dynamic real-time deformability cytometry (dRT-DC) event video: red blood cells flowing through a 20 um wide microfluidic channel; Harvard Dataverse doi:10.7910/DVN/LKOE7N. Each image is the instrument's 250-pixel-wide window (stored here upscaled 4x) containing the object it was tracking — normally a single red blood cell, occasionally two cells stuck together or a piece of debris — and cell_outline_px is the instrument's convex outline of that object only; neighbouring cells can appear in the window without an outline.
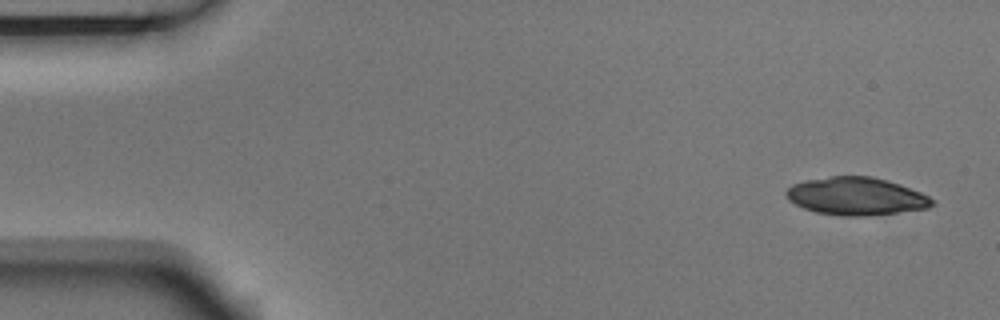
{"species": "Egyptian fruit bat (a non-hibernating species)", "species_latin": "Rousettus aegyptiacus", "temperature_condition": "room temperature", "stored_images_in_passage": 4, "camera_frame_rate_fps": 3000, "um_per_image_px": 0.085, "animal": {"sex": "male"}, "frame": {"image": 1, "passage_image": 1, "time_ms": 0.0, "image_size_px": [1000, 320], "cell_outline_px": [[936, 204], [928, 208], [864, 216], [840, 216], [816, 212], [804, 208], [788, 200], [784, 192], [792, 184], [808, 180], [832, 176], [872, 176], [888, 180], [900, 184], [920, 192], [936, 200]], "centroid_in_image_um": [72.79, 16.68], "position_along_channel_um": 12.2, "area_um2": 32.14}}